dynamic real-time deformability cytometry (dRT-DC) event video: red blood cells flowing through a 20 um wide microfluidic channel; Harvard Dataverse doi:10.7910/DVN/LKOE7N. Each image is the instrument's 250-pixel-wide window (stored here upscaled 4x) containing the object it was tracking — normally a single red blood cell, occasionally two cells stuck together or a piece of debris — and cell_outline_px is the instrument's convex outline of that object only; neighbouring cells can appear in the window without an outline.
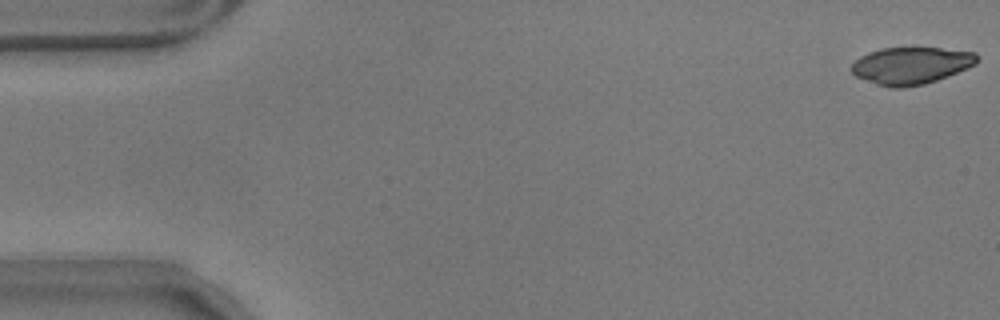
{"species": "common noctule bat (a hibernating species)", "species_latin": "Nyctalus noctula", "temperature_condition": "warm", "stored_images_in_passage": 12, "camera_frame_rate_fps": 3000, "um_per_image_px": 0.085, "animal": {"sex": "male", "body_mass_g": 17.9}, "frame": {"image": 1, "passage_image": 1, "time_ms": 0.0, "image_size_px": [1000, 320], "cell_outline_px": [[976, 64], [968, 68], [948, 76], [924, 84], [904, 88], [888, 88], [856, 76], [852, 72], [852, 64], [860, 56], [868, 52], [880, 48], [940, 48], [976, 52]], "centroid_in_image_um": [77.43, 5.58], "position_along_channel_um": 7.6, "area_um2": 27.05}}